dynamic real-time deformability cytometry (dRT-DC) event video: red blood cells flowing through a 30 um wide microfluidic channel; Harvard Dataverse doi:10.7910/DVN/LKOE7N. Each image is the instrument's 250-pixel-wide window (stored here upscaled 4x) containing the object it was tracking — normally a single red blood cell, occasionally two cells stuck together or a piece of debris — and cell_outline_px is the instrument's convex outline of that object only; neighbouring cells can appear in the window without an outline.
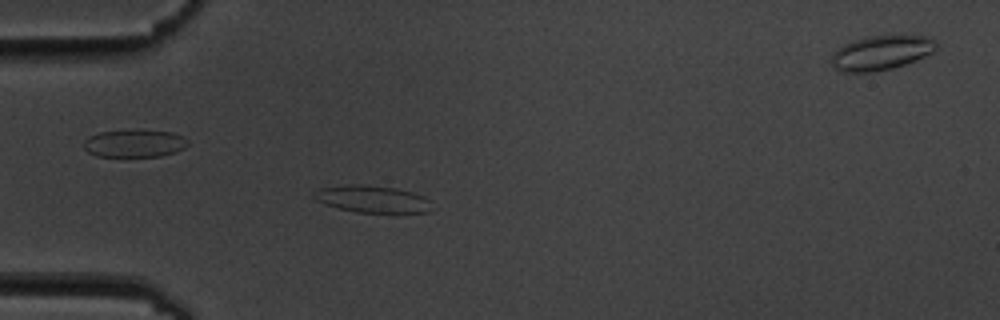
{"species": "common noctule bat (a hibernating species)", "species_latin": "Nyctalus noctula", "temperature_condition": "cold", "stored_images_in_passage": 58, "segment_of_instrument_passage": [1, 2], "camera_frame_rate_fps": 3000, "um_per_image_px": 0.085, "animal": {"sex": "male", "body_mass_g": 19.5, "forearm_length_mm": 54.6}, "frame": {"image": 1, "passage_image": 17, "time_ms": 5.333, "image_size_px": [1000, 320], "cell_outline_px": [[428, 212], [356, 212], [336, 208], [324, 204], [316, 200], [312, 196], [312, 192], [320, 188], [348, 184], [360, 184], [396, 188], [412, 192], [424, 196], [428, 200]], "centroid_in_image_um": [31.54, 16.91], "position_along_channel_um": 53.5, "area_um2": 18.44}}
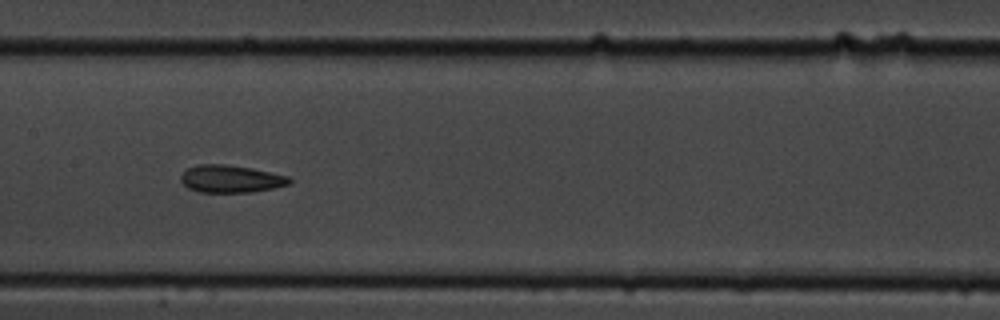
{"frame": {"image": 2, "passage_image": 29, "time_ms": 9.333, "image_size_px": [1000, 320], "cell_outline_px": [[292, 180], [288, 184], [272, 188], [252, 192], [200, 192], [188, 188], [180, 180], [180, 176], [188, 168], [196, 164], [224, 164], [252, 168], [288, 176]], "centroid_in_image_um": [19.59, 15.2], "position_along_channel_um": 187.8, "area_um2": 17.28}}
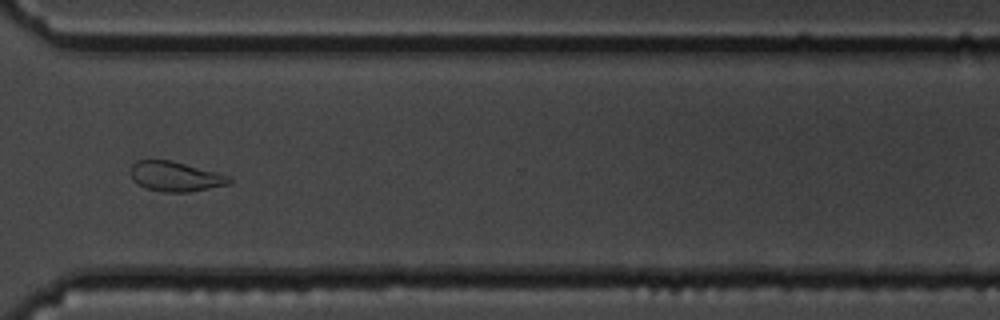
{"frame": {"image": 3, "passage_image": 43, "time_ms": 14.0, "image_size_px": [1000, 320], "cell_outline_px": [[232, 184], [188, 192], [164, 192], [144, 188], [132, 180], [132, 164], [136, 160], [172, 160], [232, 176]], "centroid_in_image_um": [14.95, 15.0], "position_along_channel_um": 355.6, "area_um2": 17.34}}